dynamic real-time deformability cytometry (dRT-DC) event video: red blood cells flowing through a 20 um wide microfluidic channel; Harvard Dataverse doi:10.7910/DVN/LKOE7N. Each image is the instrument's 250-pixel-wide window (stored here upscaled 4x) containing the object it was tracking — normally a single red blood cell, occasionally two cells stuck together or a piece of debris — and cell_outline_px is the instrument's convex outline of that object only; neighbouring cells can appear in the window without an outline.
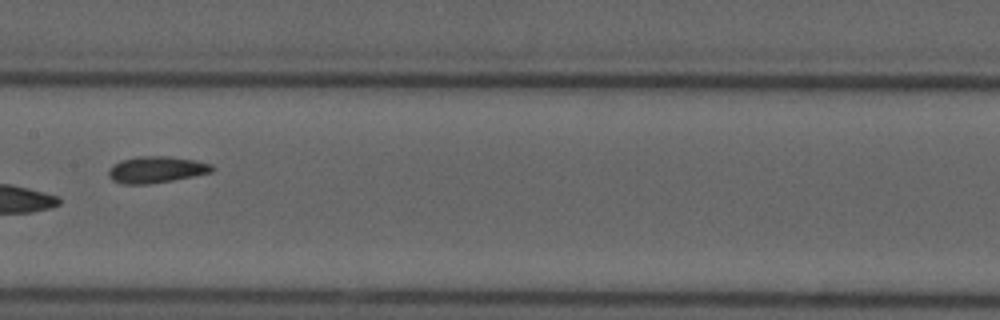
{"species": "common noctule bat (a hibernating species)", "species_latin": "Nyctalus noctula", "temperature_condition": "cold", "stored_images_in_passage": 9, "camera_frame_rate_fps": 3000, "um_per_image_px": 0.085, "animal": {"sex": "male", "forearm_length_mm": 52.5}, "frame": {"image": 1, "passage_image": 6, "time_ms": 6.667, "image_size_px": [1000, 320], "cell_outline_px": [[216, 168], [212, 172], [172, 180], [148, 184], [120, 184], [112, 180], [108, 176], [108, 172], [112, 164], [120, 160], [140, 156], [168, 156], [196, 160], [212, 164]], "centroid_in_image_um": [13.27, 14.41], "position_along_channel_um": 194.1, "area_um2": 16.13}}
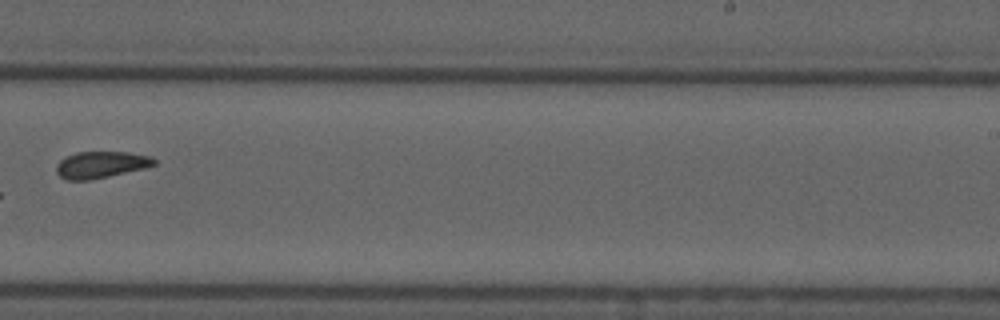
{"frame": {"image": 2, "passage_image": 8, "time_ms": 9.0, "image_size_px": [1000, 320], "cell_outline_px": [[156, 164], [144, 168], [108, 176], [88, 180], [68, 180], [60, 176], [56, 172], [56, 164], [60, 160], [76, 152], [128, 152], [148, 156], [156, 160]], "centroid_in_image_um": [8.55, 13.99], "position_along_channel_um": 280.4, "area_um2": 14.97}}
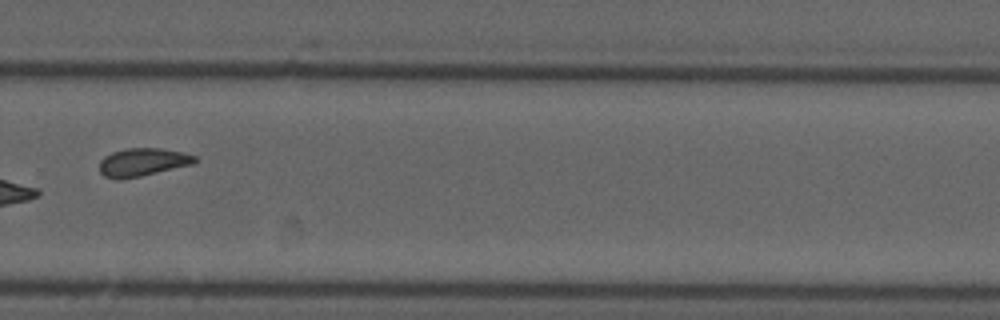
{"frame": {"image": 3, "passage_image": 9, "time_ms": 10.0, "image_size_px": [1000, 320], "cell_outline_px": [[200, 160], [196, 164], [140, 176], [116, 180], [104, 176], [100, 172], [100, 160], [104, 156], [112, 152], [128, 148], [160, 148], [180, 152], [196, 156]], "centroid_in_image_um": [12.15, 13.79], "position_along_channel_um": 317.6, "area_um2": 15.72}}